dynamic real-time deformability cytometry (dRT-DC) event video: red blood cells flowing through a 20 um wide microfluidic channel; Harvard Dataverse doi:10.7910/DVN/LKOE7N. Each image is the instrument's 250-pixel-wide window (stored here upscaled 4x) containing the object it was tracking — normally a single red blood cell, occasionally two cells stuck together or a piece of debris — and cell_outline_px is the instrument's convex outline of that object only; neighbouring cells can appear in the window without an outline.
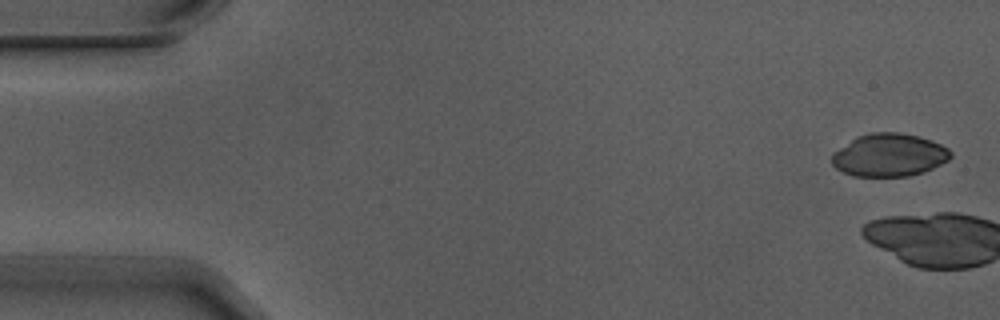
{"species": "Egyptian fruit bat (a non-hibernating species)", "species_latin": "Rousettus aegyptiacus", "temperature_condition": "warm", "stored_images_in_passage": 2, "segment_of_instrument_passage": [2, 2], "camera_frame_rate_fps": 3000, "um_per_image_px": 0.085, "animal": {"sex": "male"}, "frame": {"image": 1, "passage_image": 2, "time_ms": 0.333, "image_size_px": [1000, 320], "cell_outline_px": [[952, 156], [948, 160], [924, 172], [908, 176], [852, 176], [836, 168], [832, 164], [832, 156], [840, 148], [856, 136], [872, 132], [896, 132], [916, 136], [932, 140], [948, 148], [952, 152]], "centroid_in_image_um": [75.6, 13.18], "position_along_channel_um": 9.4, "area_um2": 29.48}}